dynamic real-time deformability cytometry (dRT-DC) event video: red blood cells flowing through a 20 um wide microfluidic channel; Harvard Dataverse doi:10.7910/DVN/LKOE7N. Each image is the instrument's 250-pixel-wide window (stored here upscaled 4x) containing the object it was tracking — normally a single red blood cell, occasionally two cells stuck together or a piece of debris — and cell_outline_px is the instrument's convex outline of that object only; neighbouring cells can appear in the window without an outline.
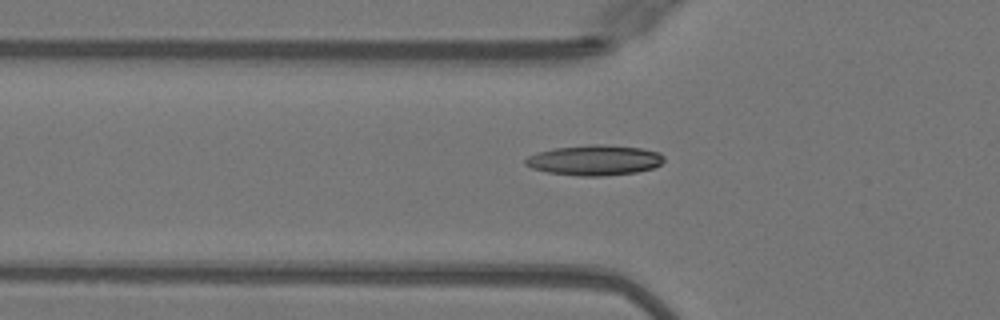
{"species": "Egyptian fruit bat (a non-hibernating species)", "species_latin": "Rousettus aegyptiacus", "temperature_condition": "warm", "stored_images_in_passage": 37, "segment_of_instrument_passage": [1, 2], "camera_frame_rate_fps": 3000, "um_per_image_px": 0.085, "animal": {"sex": "female"}, "frame": {"image": 1, "passage_image": 3, "time_ms": 0.667, "image_size_px": [1000, 320], "cell_outline_px": [[664, 160], [660, 164], [652, 168], [636, 172], [604, 176], [580, 176], [548, 172], [532, 168], [524, 164], [524, 160], [528, 156], [536, 152], [552, 148], [592, 144], [608, 144], [640, 148], [660, 152], [664, 156]], "centroid_in_image_um": [50.52, 13.6], "position_along_channel_um": 75.3, "area_um2": 24.62}}
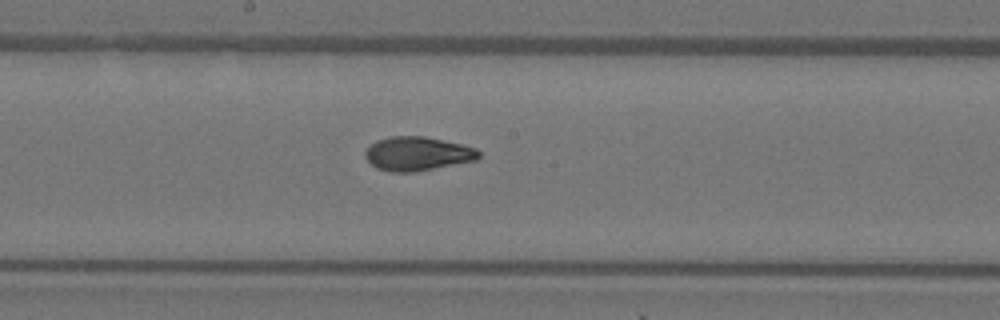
{"frame": {"image": 2, "passage_image": 13, "time_ms": 4.0, "image_size_px": [1000, 320], "cell_outline_px": [[480, 156], [476, 160], [412, 172], [392, 172], [376, 168], [364, 156], [364, 152], [376, 140], [392, 136], [424, 136], [460, 144], [476, 148], [480, 152]], "centroid_in_image_um": [35.46, 13.06], "position_along_channel_um": 212.7, "area_um2": 22.2}}
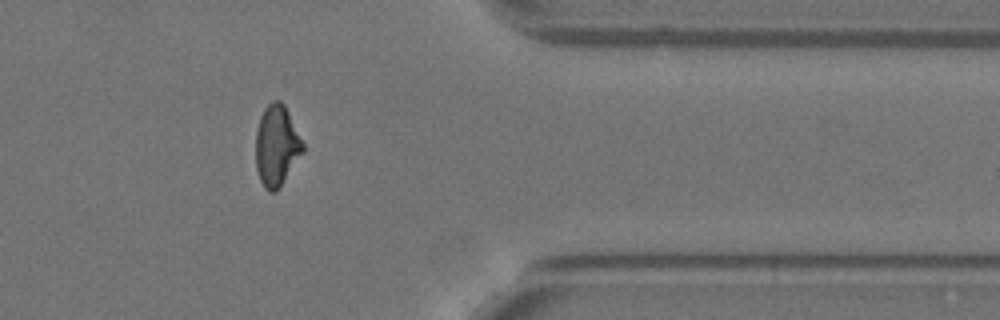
{"frame": {"image": 3, "passage_image": 27, "time_ms": 8.667, "image_size_px": [1000, 320], "cell_outline_px": [[304, 152], [276, 192], [268, 192], [264, 188], [260, 180], [256, 168], [256, 132], [260, 116], [264, 108], [272, 100], [280, 100], [284, 104], [304, 144]], "centroid_in_image_um": [23.51, 12.39], "position_along_channel_um": 387.9, "area_um2": 22.25}}